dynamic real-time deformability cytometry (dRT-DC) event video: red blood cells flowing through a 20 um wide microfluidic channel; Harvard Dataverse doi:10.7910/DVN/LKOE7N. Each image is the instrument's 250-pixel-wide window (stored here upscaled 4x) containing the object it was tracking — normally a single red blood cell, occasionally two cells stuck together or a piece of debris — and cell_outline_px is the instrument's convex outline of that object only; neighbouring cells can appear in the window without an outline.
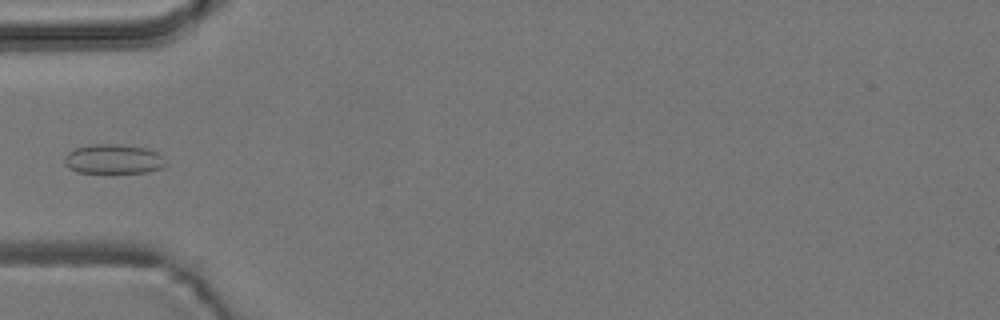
{"species": "common noctule bat (a hibernating species)", "species_latin": "Nyctalus noctula", "temperature_condition": "room temperature", "stored_images_in_passage": 5, "camera_frame_rate_fps": 3000, "um_per_image_px": 0.085, "animal": {"sex": "male", "body_mass_g": 19.2, "forearm_length_mm": 51.8}, "frame": {"image": 1, "passage_image": 4, "time_ms": 3.667, "image_size_px": [1000, 320], "cell_outline_px": [[164, 168], [148, 172], [112, 176], [76, 172], [68, 168], [64, 164], [64, 156], [68, 152], [76, 148], [92, 144], [120, 144], [144, 148], [156, 152], [160, 156], [164, 164]], "centroid_in_image_um": [9.58, 13.59], "position_along_channel_um": 75.4, "area_um2": 18.26}}
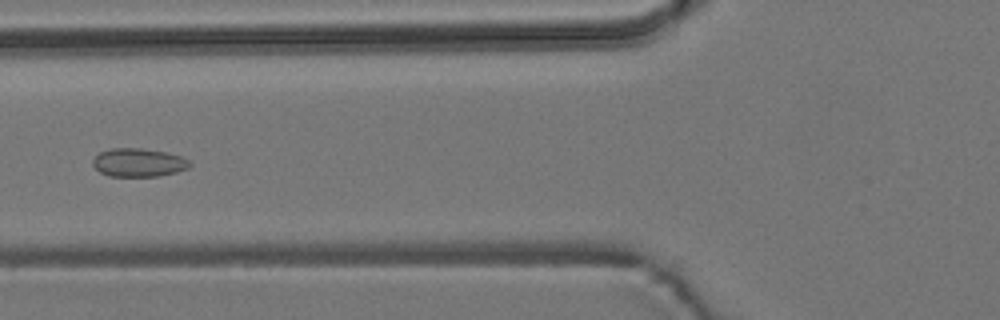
{"frame": {"image": 2, "passage_image": 5, "time_ms": 4.667, "image_size_px": [1000, 320], "cell_outline_px": [[192, 164], [188, 168], [176, 172], [160, 176], [108, 176], [100, 172], [92, 164], [92, 160], [100, 152], [108, 148], [140, 148], [164, 152], [180, 156], [188, 160]], "centroid_in_image_um": [11.75, 13.82], "position_along_channel_um": 114.0, "area_um2": 16.01}}